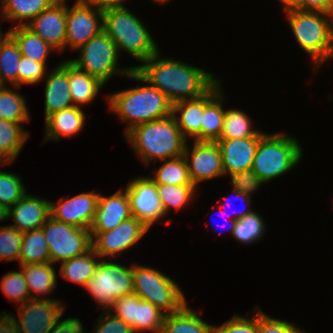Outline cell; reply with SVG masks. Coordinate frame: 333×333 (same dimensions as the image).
<instances>
[{
  "instance_id": "38",
  "label": "cell",
  "mask_w": 333,
  "mask_h": 333,
  "mask_svg": "<svg viewBox=\"0 0 333 333\" xmlns=\"http://www.w3.org/2000/svg\"><path fill=\"white\" fill-rule=\"evenodd\" d=\"M22 55L15 40L9 35L0 43V83L17 87V68Z\"/></svg>"
},
{
  "instance_id": "39",
  "label": "cell",
  "mask_w": 333,
  "mask_h": 333,
  "mask_svg": "<svg viewBox=\"0 0 333 333\" xmlns=\"http://www.w3.org/2000/svg\"><path fill=\"white\" fill-rule=\"evenodd\" d=\"M265 225L263 217L258 212L253 211L235 221L232 236L237 242L251 245L263 238L266 230Z\"/></svg>"
},
{
  "instance_id": "16",
  "label": "cell",
  "mask_w": 333,
  "mask_h": 333,
  "mask_svg": "<svg viewBox=\"0 0 333 333\" xmlns=\"http://www.w3.org/2000/svg\"><path fill=\"white\" fill-rule=\"evenodd\" d=\"M186 143L183 157L186 160L189 176L198 188V184L224 175L221 151L216 142L193 141ZM192 147V148H190Z\"/></svg>"
},
{
  "instance_id": "22",
  "label": "cell",
  "mask_w": 333,
  "mask_h": 333,
  "mask_svg": "<svg viewBox=\"0 0 333 333\" xmlns=\"http://www.w3.org/2000/svg\"><path fill=\"white\" fill-rule=\"evenodd\" d=\"M45 119L63 109L74 106L70 95L68 60L56 65L45 78Z\"/></svg>"
},
{
  "instance_id": "36",
  "label": "cell",
  "mask_w": 333,
  "mask_h": 333,
  "mask_svg": "<svg viewBox=\"0 0 333 333\" xmlns=\"http://www.w3.org/2000/svg\"><path fill=\"white\" fill-rule=\"evenodd\" d=\"M163 162L165 163L154 170L153 177L149 174V177L156 184L193 185L183 155L163 160Z\"/></svg>"
},
{
  "instance_id": "2",
  "label": "cell",
  "mask_w": 333,
  "mask_h": 333,
  "mask_svg": "<svg viewBox=\"0 0 333 333\" xmlns=\"http://www.w3.org/2000/svg\"><path fill=\"white\" fill-rule=\"evenodd\" d=\"M127 77L147 85L128 88L105 96L109 111L118 115L122 122H127L125 134L136 125L172 115L173 104L161 91L152 87L135 70Z\"/></svg>"
},
{
  "instance_id": "10",
  "label": "cell",
  "mask_w": 333,
  "mask_h": 333,
  "mask_svg": "<svg viewBox=\"0 0 333 333\" xmlns=\"http://www.w3.org/2000/svg\"><path fill=\"white\" fill-rule=\"evenodd\" d=\"M83 288L92 295L98 307L108 311L116 299L133 293V264L127 267L102 259Z\"/></svg>"
},
{
  "instance_id": "48",
  "label": "cell",
  "mask_w": 333,
  "mask_h": 333,
  "mask_svg": "<svg viewBox=\"0 0 333 333\" xmlns=\"http://www.w3.org/2000/svg\"><path fill=\"white\" fill-rule=\"evenodd\" d=\"M232 194H233V196L232 197H234L235 199H237V200H240V201H242V203L244 202L245 203V206L247 205L248 206V208H247V206L245 207V208H241L239 211H237V214H234V216H232V217H227V218H230V219H232V220H239V219H241L242 217H244V216H246V215H248V214H250V213H252L253 212V210L252 209H250L249 207H250V204H251V196L249 195V194H246V193H244V192H241V191H239V190H236V189H233L232 188ZM222 199L220 200L221 202H220V206L218 205V207L220 208V209H223V208H225L226 206V204H224V201H225V203H227V202H230V200L228 199V198H226L225 197V200L224 201H222L223 199H224V197H221ZM233 200V199H232ZM231 200V201H232ZM227 205H232V203H228ZM229 208V207H228ZM227 208V209H228ZM247 208V209H246ZM246 209V210H245ZM223 213H226L225 211H223Z\"/></svg>"
},
{
  "instance_id": "12",
  "label": "cell",
  "mask_w": 333,
  "mask_h": 333,
  "mask_svg": "<svg viewBox=\"0 0 333 333\" xmlns=\"http://www.w3.org/2000/svg\"><path fill=\"white\" fill-rule=\"evenodd\" d=\"M103 31V10L77 0L70 8L66 4L65 48L78 50Z\"/></svg>"
},
{
  "instance_id": "35",
  "label": "cell",
  "mask_w": 333,
  "mask_h": 333,
  "mask_svg": "<svg viewBox=\"0 0 333 333\" xmlns=\"http://www.w3.org/2000/svg\"><path fill=\"white\" fill-rule=\"evenodd\" d=\"M24 97L6 85L0 87V119L20 123L30 120V112ZM23 123V124H22Z\"/></svg>"
},
{
  "instance_id": "57",
  "label": "cell",
  "mask_w": 333,
  "mask_h": 333,
  "mask_svg": "<svg viewBox=\"0 0 333 333\" xmlns=\"http://www.w3.org/2000/svg\"><path fill=\"white\" fill-rule=\"evenodd\" d=\"M168 1H170V0H154L153 2H157V3H163V4H165V3H167Z\"/></svg>"
},
{
  "instance_id": "47",
  "label": "cell",
  "mask_w": 333,
  "mask_h": 333,
  "mask_svg": "<svg viewBox=\"0 0 333 333\" xmlns=\"http://www.w3.org/2000/svg\"><path fill=\"white\" fill-rule=\"evenodd\" d=\"M97 321L98 324L93 333H134L131 326L109 311H103Z\"/></svg>"
},
{
  "instance_id": "20",
  "label": "cell",
  "mask_w": 333,
  "mask_h": 333,
  "mask_svg": "<svg viewBox=\"0 0 333 333\" xmlns=\"http://www.w3.org/2000/svg\"><path fill=\"white\" fill-rule=\"evenodd\" d=\"M50 216V200L32 194H26L8 212V218L14 222L10 226L21 232L41 229Z\"/></svg>"
},
{
  "instance_id": "46",
  "label": "cell",
  "mask_w": 333,
  "mask_h": 333,
  "mask_svg": "<svg viewBox=\"0 0 333 333\" xmlns=\"http://www.w3.org/2000/svg\"><path fill=\"white\" fill-rule=\"evenodd\" d=\"M229 176L233 189L249 194L250 196L259 190L260 185L264 184L252 169L235 172L229 174Z\"/></svg>"
},
{
  "instance_id": "14",
  "label": "cell",
  "mask_w": 333,
  "mask_h": 333,
  "mask_svg": "<svg viewBox=\"0 0 333 333\" xmlns=\"http://www.w3.org/2000/svg\"><path fill=\"white\" fill-rule=\"evenodd\" d=\"M149 228L136 217L122 221L117 227L106 232H90L92 249L105 259L120 256L143 238Z\"/></svg>"
},
{
  "instance_id": "30",
  "label": "cell",
  "mask_w": 333,
  "mask_h": 333,
  "mask_svg": "<svg viewBox=\"0 0 333 333\" xmlns=\"http://www.w3.org/2000/svg\"><path fill=\"white\" fill-rule=\"evenodd\" d=\"M10 36L17 43L22 56L36 62L45 63L50 52L55 49L25 25L10 28Z\"/></svg>"
},
{
  "instance_id": "37",
  "label": "cell",
  "mask_w": 333,
  "mask_h": 333,
  "mask_svg": "<svg viewBox=\"0 0 333 333\" xmlns=\"http://www.w3.org/2000/svg\"><path fill=\"white\" fill-rule=\"evenodd\" d=\"M197 189L195 185L157 184L158 196L165 214L168 215L171 209L178 212L185 205L190 204L196 197Z\"/></svg>"
},
{
  "instance_id": "43",
  "label": "cell",
  "mask_w": 333,
  "mask_h": 333,
  "mask_svg": "<svg viewBox=\"0 0 333 333\" xmlns=\"http://www.w3.org/2000/svg\"><path fill=\"white\" fill-rule=\"evenodd\" d=\"M47 64L36 62L30 58L22 56L18 63L17 70V87L20 88L24 84H37L46 77Z\"/></svg>"
},
{
  "instance_id": "8",
  "label": "cell",
  "mask_w": 333,
  "mask_h": 333,
  "mask_svg": "<svg viewBox=\"0 0 333 333\" xmlns=\"http://www.w3.org/2000/svg\"><path fill=\"white\" fill-rule=\"evenodd\" d=\"M62 301L31 299L17 307V316L1 312L0 333H49L64 315Z\"/></svg>"
},
{
  "instance_id": "58",
  "label": "cell",
  "mask_w": 333,
  "mask_h": 333,
  "mask_svg": "<svg viewBox=\"0 0 333 333\" xmlns=\"http://www.w3.org/2000/svg\"><path fill=\"white\" fill-rule=\"evenodd\" d=\"M332 45H333V13H332Z\"/></svg>"
},
{
  "instance_id": "18",
  "label": "cell",
  "mask_w": 333,
  "mask_h": 333,
  "mask_svg": "<svg viewBox=\"0 0 333 333\" xmlns=\"http://www.w3.org/2000/svg\"><path fill=\"white\" fill-rule=\"evenodd\" d=\"M66 3V0H58L26 24L57 52L65 50Z\"/></svg>"
},
{
  "instance_id": "26",
  "label": "cell",
  "mask_w": 333,
  "mask_h": 333,
  "mask_svg": "<svg viewBox=\"0 0 333 333\" xmlns=\"http://www.w3.org/2000/svg\"><path fill=\"white\" fill-rule=\"evenodd\" d=\"M20 268L23 271L31 299L55 300L54 298H41L42 295L45 296L52 293L57 285L58 277L55 266L51 262L20 265ZM38 294L41 296H38Z\"/></svg>"
},
{
  "instance_id": "17",
  "label": "cell",
  "mask_w": 333,
  "mask_h": 333,
  "mask_svg": "<svg viewBox=\"0 0 333 333\" xmlns=\"http://www.w3.org/2000/svg\"><path fill=\"white\" fill-rule=\"evenodd\" d=\"M98 197L96 190L82 192L67 199L60 197L57 203L50 202V215L58 221L89 230L97 209Z\"/></svg>"
},
{
  "instance_id": "44",
  "label": "cell",
  "mask_w": 333,
  "mask_h": 333,
  "mask_svg": "<svg viewBox=\"0 0 333 333\" xmlns=\"http://www.w3.org/2000/svg\"><path fill=\"white\" fill-rule=\"evenodd\" d=\"M257 310V333H305L300 327L295 326L287 320L275 319L261 311Z\"/></svg>"
},
{
  "instance_id": "56",
  "label": "cell",
  "mask_w": 333,
  "mask_h": 333,
  "mask_svg": "<svg viewBox=\"0 0 333 333\" xmlns=\"http://www.w3.org/2000/svg\"><path fill=\"white\" fill-rule=\"evenodd\" d=\"M4 164L6 165V164H10V163L7 160H5L2 156H0V167H1V165H4Z\"/></svg>"
},
{
  "instance_id": "45",
  "label": "cell",
  "mask_w": 333,
  "mask_h": 333,
  "mask_svg": "<svg viewBox=\"0 0 333 333\" xmlns=\"http://www.w3.org/2000/svg\"><path fill=\"white\" fill-rule=\"evenodd\" d=\"M247 318L235 314L229 321L224 322L220 326H215L214 333H257V311Z\"/></svg>"
},
{
  "instance_id": "33",
  "label": "cell",
  "mask_w": 333,
  "mask_h": 333,
  "mask_svg": "<svg viewBox=\"0 0 333 333\" xmlns=\"http://www.w3.org/2000/svg\"><path fill=\"white\" fill-rule=\"evenodd\" d=\"M48 262H50V254L42 229L23 232L19 264Z\"/></svg>"
},
{
  "instance_id": "21",
  "label": "cell",
  "mask_w": 333,
  "mask_h": 333,
  "mask_svg": "<svg viewBox=\"0 0 333 333\" xmlns=\"http://www.w3.org/2000/svg\"><path fill=\"white\" fill-rule=\"evenodd\" d=\"M261 137L219 139L224 175L249 170Z\"/></svg>"
},
{
  "instance_id": "41",
  "label": "cell",
  "mask_w": 333,
  "mask_h": 333,
  "mask_svg": "<svg viewBox=\"0 0 333 333\" xmlns=\"http://www.w3.org/2000/svg\"><path fill=\"white\" fill-rule=\"evenodd\" d=\"M0 286L5 296L19 305L31 300L22 270L6 273L1 279Z\"/></svg>"
},
{
  "instance_id": "9",
  "label": "cell",
  "mask_w": 333,
  "mask_h": 333,
  "mask_svg": "<svg viewBox=\"0 0 333 333\" xmlns=\"http://www.w3.org/2000/svg\"><path fill=\"white\" fill-rule=\"evenodd\" d=\"M78 50L79 58L69 61L104 85L116 74L127 77L133 71L132 67H117L120 57L117 46L104 31L92 37Z\"/></svg>"
},
{
  "instance_id": "7",
  "label": "cell",
  "mask_w": 333,
  "mask_h": 333,
  "mask_svg": "<svg viewBox=\"0 0 333 333\" xmlns=\"http://www.w3.org/2000/svg\"><path fill=\"white\" fill-rule=\"evenodd\" d=\"M175 282L156 268L133 264V293L166 315L179 311L189 303Z\"/></svg>"
},
{
  "instance_id": "25",
  "label": "cell",
  "mask_w": 333,
  "mask_h": 333,
  "mask_svg": "<svg viewBox=\"0 0 333 333\" xmlns=\"http://www.w3.org/2000/svg\"><path fill=\"white\" fill-rule=\"evenodd\" d=\"M204 115V95L191 100L174 103L172 116L174 117L182 135L194 141H200V128Z\"/></svg>"
},
{
  "instance_id": "13",
  "label": "cell",
  "mask_w": 333,
  "mask_h": 333,
  "mask_svg": "<svg viewBox=\"0 0 333 333\" xmlns=\"http://www.w3.org/2000/svg\"><path fill=\"white\" fill-rule=\"evenodd\" d=\"M131 326L134 333H161L166 314L135 293L119 297L108 310ZM115 312V313H114Z\"/></svg>"
},
{
  "instance_id": "34",
  "label": "cell",
  "mask_w": 333,
  "mask_h": 333,
  "mask_svg": "<svg viewBox=\"0 0 333 333\" xmlns=\"http://www.w3.org/2000/svg\"><path fill=\"white\" fill-rule=\"evenodd\" d=\"M250 117L238 109H225L220 139L261 137L264 132L252 127Z\"/></svg>"
},
{
  "instance_id": "52",
  "label": "cell",
  "mask_w": 333,
  "mask_h": 333,
  "mask_svg": "<svg viewBox=\"0 0 333 333\" xmlns=\"http://www.w3.org/2000/svg\"><path fill=\"white\" fill-rule=\"evenodd\" d=\"M302 0H279L282 3L283 9L286 11L299 9L301 7Z\"/></svg>"
},
{
  "instance_id": "24",
  "label": "cell",
  "mask_w": 333,
  "mask_h": 333,
  "mask_svg": "<svg viewBox=\"0 0 333 333\" xmlns=\"http://www.w3.org/2000/svg\"><path fill=\"white\" fill-rule=\"evenodd\" d=\"M83 108L72 106L49 115L45 119L44 141H60L61 137L76 136L84 128L85 113Z\"/></svg>"
},
{
  "instance_id": "31",
  "label": "cell",
  "mask_w": 333,
  "mask_h": 333,
  "mask_svg": "<svg viewBox=\"0 0 333 333\" xmlns=\"http://www.w3.org/2000/svg\"><path fill=\"white\" fill-rule=\"evenodd\" d=\"M99 257L100 256L91 248L81 256L62 262L59 271L60 275L66 280L84 287L97 269L101 260Z\"/></svg>"
},
{
  "instance_id": "42",
  "label": "cell",
  "mask_w": 333,
  "mask_h": 333,
  "mask_svg": "<svg viewBox=\"0 0 333 333\" xmlns=\"http://www.w3.org/2000/svg\"><path fill=\"white\" fill-rule=\"evenodd\" d=\"M23 232L10 225L0 226V261H19Z\"/></svg>"
},
{
  "instance_id": "19",
  "label": "cell",
  "mask_w": 333,
  "mask_h": 333,
  "mask_svg": "<svg viewBox=\"0 0 333 333\" xmlns=\"http://www.w3.org/2000/svg\"><path fill=\"white\" fill-rule=\"evenodd\" d=\"M130 201L126 190L121 189L110 196L99 194L97 209L89 228L90 232H106L131 217Z\"/></svg>"
},
{
  "instance_id": "51",
  "label": "cell",
  "mask_w": 333,
  "mask_h": 333,
  "mask_svg": "<svg viewBox=\"0 0 333 333\" xmlns=\"http://www.w3.org/2000/svg\"><path fill=\"white\" fill-rule=\"evenodd\" d=\"M88 4H92L93 6L105 10L108 8H115V7H125L123 5L124 0H83Z\"/></svg>"
},
{
  "instance_id": "29",
  "label": "cell",
  "mask_w": 333,
  "mask_h": 333,
  "mask_svg": "<svg viewBox=\"0 0 333 333\" xmlns=\"http://www.w3.org/2000/svg\"><path fill=\"white\" fill-rule=\"evenodd\" d=\"M58 0H1L0 17L3 20L16 21V26H26L43 10L51 7ZM28 22H26L27 20ZM25 20V21H24Z\"/></svg>"
},
{
  "instance_id": "15",
  "label": "cell",
  "mask_w": 333,
  "mask_h": 333,
  "mask_svg": "<svg viewBox=\"0 0 333 333\" xmlns=\"http://www.w3.org/2000/svg\"><path fill=\"white\" fill-rule=\"evenodd\" d=\"M124 189L130 201L131 215L149 229L167 216L158 196L157 184L149 176L130 180Z\"/></svg>"
},
{
  "instance_id": "54",
  "label": "cell",
  "mask_w": 333,
  "mask_h": 333,
  "mask_svg": "<svg viewBox=\"0 0 333 333\" xmlns=\"http://www.w3.org/2000/svg\"><path fill=\"white\" fill-rule=\"evenodd\" d=\"M10 29H8L7 32L2 33L1 28H0V43L3 42L9 35H10Z\"/></svg>"
},
{
  "instance_id": "55",
  "label": "cell",
  "mask_w": 333,
  "mask_h": 333,
  "mask_svg": "<svg viewBox=\"0 0 333 333\" xmlns=\"http://www.w3.org/2000/svg\"><path fill=\"white\" fill-rule=\"evenodd\" d=\"M222 214H223V212H222ZM229 224L230 225H229L227 231H229V233L232 234V231L234 230V227H235V220L230 219V223Z\"/></svg>"
},
{
  "instance_id": "1",
  "label": "cell",
  "mask_w": 333,
  "mask_h": 333,
  "mask_svg": "<svg viewBox=\"0 0 333 333\" xmlns=\"http://www.w3.org/2000/svg\"><path fill=\"white\" fill-rule=\"evenodd\" d=\"M160 52L132 69L152 87L161 91L172 104L199 98L219 81L211 72L182 60L162 58Z\"/></svg>"
},
{
  "instance_id": "40",
  "label": "cell",
  "mask_w": 333,
  "mask_h": 333,
  "mask_svg": "<svg viewBox=\"0 0 333 333\" xmlns=\"http://www.w3.org/2000/svg\"><path fill=\"white\" fill-rule=\"evenodd\" d=\"M21 177L10 171H0V205L8 210L27 193Z\"/></svg>"
},
{
  "instance_id": "6",
  "label": "cell",
  "mask_w": 333,
  "mask_h": 333,
  "mask_svg": "<svg viewBox=\"0 0 333 333\" xmlns=\"http://www.w3.org/2000/svg\"><path fill=\"white\" fill-rule=\"evenodd\" d=\"M298 139L286 133H264L258 143L251 169L267 183L292 170L301 161Z\"/></svg>"
},
{
  "instance_id": "23",
  "label": "cell",
  "mask_w": 333,
  "mask_h": 333,
  "mask_svg": "<svg viewBox=\"0 0 333 333\" xmlns=\"http://www.w3.org/2000/svg\"><path fill=\"white\" fill-rule=\"evenodd\" d=\"M218 81L204 94V115L200 128V141L216 142L220 139L224 122L225 110L222 103L225 101Z\"/></svg>"
},
{
  "instance_id": "28",
  "label": "cell",
  "mask_w": 333,
  "mask_h": 333,
  "mask_svg": "<svg viewBox=\"0 0 333 333\" xmlns=\"http://www.w3.org/2000/svg\"><path fill=\"white\" fill-rule=\"evenodd\" d=\"M68 78L70 95L74 106L81 107L96 99L95 97L103 88L104 84L97 78L90 76L84 70L79 69L68 60Z\"/></svg>"
},
{
  "instance_id": "53",
  "label": "cell",
  "mask_w": 333,
  "mask_h": 333,
  "mask_svg": "<svg viewBox=\"0 0 333 333\" xmlns=\"http://www.w3.org/2000/svg\"><path fill=\"white\" fill-rule=\"evenodd\" d=\"M8 212L9 210L5 206L0 205V222L9 219Z\"/></svg>"
},
{
  "instance_id": "32",
  "label": "cell",
  "mask_w": 333,
  "mask_h": 333,
  "mask_svg": "<svg viewBox=\"0 0 333 333\" xmlns=\"http://www.w3.org/2000/svg\"><path fill=\"white\" fill-rule=\"evenodd\" d=\"M29 138V132L20 123L0 119V156L14 162Z\"/></svg>"
},
{
  "instance_id": "50",
  "label": "cell",
  "mask_w": 333,
  "mask_h": 333,
  "mask_svg": "<svg viewBox=\"0 0 333 333\" xmlns=\"http://www.w3.org/2000/svg\"><path fill=\"white\" fill-rule=\"evenodd\" d=\"M299 10L333 13V0H302Z\"/></svg>"
},
{
  "instance_id": "3",
  "label": "cell",
  "mask_w": 333,
  "mask_h": 333,
  "mask_svg": "<svg viewBox=\"0 0 333 333\" xmlns=\"http://www.w3.org/2000/svg\"><path fill=\"white\" fill-rule=\"evenodd\" d=\"M142 163L163 161L183 155L187 139L172 115L134 126L125 134Z\"/></svg>"
},
{
  "instance_id": "11",
  "label": "cell",
  "mask_w": 333,
  "mask_h": 333,
  "mask_svg": "<svg viewBox=\"0 0 333 333\" xmlns=\"http://www.w3.org/2000/svg\"><path fill=\"white\" fill-rule=\"evenodd\" d=\"M46 240L50 262H64L81 256L92 248L90 231L58 221L51 216L41 227Z\"/></svg>"
},
{
  "instance_id": "5",
  "label": "cell",
  "mask_w": 333,
  "mask_h": 333,
  "mask_svg": "<svg viewBox=\"0 0 333 333\" xmlns=\"http://www.w3.org/2000/svg\"><path fill=\"white\" fill-rule=\"evenodd\" d=\"M146 28L126 6L103 10V31L114 41L119 55L124 50L140 63L159 51Z\"/></svg>"
},
{
  "instance_id": "27",
  "label": "cell",
  "mask_w": 333,
  "mask_h": 333,
  "mask_svg": "<svg viewBox=\"0 0 333 333\" xmlns=\"http://www.w3.org/2000/svg\"><path fill=\"white\" fill-rule=\"evenodd\" d=\"M186 303L179 311L165 316L161 333H214V325L208 324Z\"/></svg>"
},
{
  "instance_id": "49",
  "label": "cell",
  "mask_w": 333,
  "mask_h": 333,
  "mask_svg": "<svg viewBox=\"0 0 333 333\" xmlns=\"http://www.w3.org/2000/svg\"><path fill=\"white\" fill-rule=\"evenodd\" d=\"M49 333H87L79 318L59 320Z\"/></svg>"
},
{
  "instance_id": "4",
  "label": "cell",
  "mask_w": 333,
  "mask_h": 333,
  "mask_svg": "<svg viewBox=\"0 0 333 333\" xmlns=\"http://www.w3.org/2000/svg\"><path fill=\"white\" fill-rule=\"evenodd\" d=\"M298 45L310 56L314 73L333 58L332 14L293 9L285 12Z\"/></svg>"
}]
</instances>
